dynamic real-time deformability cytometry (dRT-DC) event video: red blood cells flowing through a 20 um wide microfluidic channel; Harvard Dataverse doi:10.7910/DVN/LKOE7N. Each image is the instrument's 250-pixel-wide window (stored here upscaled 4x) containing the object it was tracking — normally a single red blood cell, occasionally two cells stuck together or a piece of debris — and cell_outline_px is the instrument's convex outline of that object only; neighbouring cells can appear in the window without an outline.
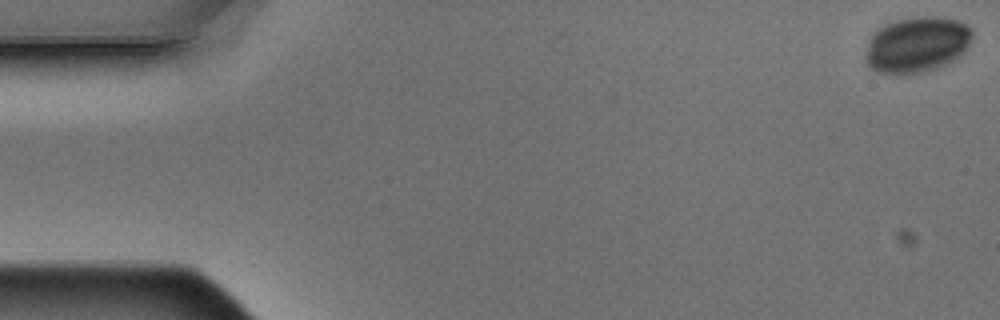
{"species": "Egyptian fruit bat (a non-hibernating species)", "species_latin": "Rousettus aegyptiacus", "temperature_condition": "warm", "stored_images_in_passage": 7, "camera_frame_rate_fps": 3000, "um_per_image_px": 0.085, "animal": {"sex": "male"}, "frame": {"image": 1, "passage_image": 1, "time_ms": 0.0, "image_size_px": [1000, 320], "cell_outline_px": [[972, 36], [964, 52], [960, 56], [936, 68], [920, 72], [876, 72], [864, 60], [864, 56], [868, 40], [872, 32], [884, 24], [896, 20], [920, 16], [936, 16], [956, 20], [968, 24], [972, 28]], "centroid_in_image_um": [77.91, 3.75], "position_along_channel_um": 7.1, "area_um2": 34.56}}